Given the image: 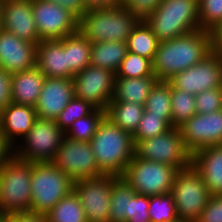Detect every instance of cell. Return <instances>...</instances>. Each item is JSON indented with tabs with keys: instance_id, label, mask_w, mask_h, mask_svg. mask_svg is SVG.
<instances>
[{
	"instance_id": "6da1fadb",
	"label": "cell",
	"mask_w": 222,
	"mask_h": 222,
	"mask_svg": "<svg viewBox=\"0 0 222 222\" xmlns=\"http://www.w3.org/2000/svg\"><path fill=\"white\" fill-rule=\"evenodd\" d=\"M211 53V34L198 29L174 39L159 42L152 61L158 81H169L177 73L202 61Z\"/></svg>"
},
{
	"instance_id": "7a4b0ae2",
	"label": "cell",
	"mask_w": 222,
	"mask_h": 222,
	"mask_svg": "<svg viewBox=\"0 0 222 222\" xmlns=\"http://www.w3.org/2000/svg\"><path fill=\"white\" fill-rule=\"evenodd\" d=\"M89 143L104 174L121 177L135 155L132 134L113 124L107 117L99 123Z\"/></svg>"
},
{
	"instance_id": "3957f363",
	"label": "cell",
	"mask_w": 222,
	"mask_h": 222,
	"mask_svg": "<svg viewBox=\"0 0 222 222\" xmlns=\"http://www.w3.org/2000/svg\"><path fill=\"white\" fill-rule=\"evenodd\" d=\"M140 20L126 8L93 9L79 19L78 31L90 42H127Z\"/></svg>"
},
{
	"instance_id": "277c9868",
	"label": "cell",
	"mask_w": 222,
	"mask_h": 222,
	"mask_svg": "<svg viewBox=\"0 0 222 222\" xmlns=\"http://www.w3.org/2000/svg\"><path fill=\"white\" fill-rule=\"evenodd\" d=\"M145 22L160 42L201 29L198 0H163Z\"/></svg>"
},
{
	"instance_id": "5b68a950",
	"label": "cell",
	"mask_w": 222,
	"mask_h": 222,
	"mask_svg": "<svg viewBox=\"0 0 222 222\" xmlns=\"http://www.w3.org/2000/svg\"><path fill=\"white\" fill-rule=\"evenodd\" d=\"M32 162L14 155L0 168V213L30 212Z\"/></svg>"
},
{
	"instance_id": "8992f818",
	"label": "cell",
	"mask_w": 222,
	"mask_h": 222,
	"mask_svg": "<svg viewBox=\"0 0 222 222\" xmlns=\"http://www.w3.org/2000/svg\"><path fill=\"white\" fill-rule=\"evenodd\" d=\"M30 212L46 215L73 191L74 181L52 162H32Z\"/></svg>"
},
{
	"instance_id": "52a82bcc",
	"label": "cell",
	"mask_w": 222,
	"mask_h": 222,
	"mask_svg": "<svg viewBox=\"0 0 222 222\" xmlns=\"http://www.w3.org/2000/svg\"><path fill=\"white\" fill-rule=\"evenodd\" d=\"M177 171L176 167L134 155L121 177L137 194L165 195L171 193Z\"/></svg>"
},
{
	"instance_id": "ba28073f",
	"label": "cell",
	"mask_w": 222,
	"mask_h": 222,
	"mask_svg": "<svg viewBox=\"0 0 222 222\" xmlns=\"http://www.w3.org/2000/svg\"><path fill=\"white\" fill-rule=\"evenodd\" d=\"M64 137L65 132L55 120L37 118L14 147V156L29 162H52Z\"/></svg>"
},
{
	"instance_id": "9c48e42d",
	"label": "cell",
	"mask_w": 222,
	"mask_h": 222,
	"mask_svg": "<svg viewBox=\"0 0 222 222\" xmlns=\"http://www.w3.org/2000/svg\"><path fill=\"white\" fill-rule=\"evenodd\" d=\"M178 219L196 222L210 194L201 174L189 165L177 171L171 189Z\"/></svg>"
},
{
	"instance_id": "30bf717a",
	"label": "cell",
	"mask_w": 222,
	"mask_h": 222,
	"mask_svg": "<svg viewBox=\"0 0 222 222\" xmlns=\"http://www.w3.org/2000/svg\"><path fill=\"white\" fill-rule=\"evenodd\" d=\"M135 155L176 167L178 170L191 165L192 158L184 145L180 130L175 127L158 136L139 140L135 144Z\"/></svg>"
},
{
	"instance_id": "8fae6325",
	"label": "cell",
	"mask_w": 222,
	"mask_h": 222,
	"mask_svg": "<svg viewBox=\"0 0 222 222\" xmlns=\"http://www.w3.org/2000/svg\"><path fill=\"white\" fill-rule=\"evenodd\" d=\"M117 178L104 174L74 181L73 191L79 198L88 222H109L112 183Z\"/></svg>"
},
{
	"instance_id": "7c38bea8",
	"label": "cell",
	"mask_w": 222,
	"mask_h": 222,
	"mask_svg": "<svg viewBox=\"0 0 222 222\" xmlns=\"http://www.w3.org/2000/svg\"><path fill=\"white\" fill-rule=\"evenodd\" d=\"M52 163L73 181L104 175L99 169L90 143L74 141L66 136L63 138Z\"/></svg>"
},
{
	"instance_id": "4fadbf2b",
	"label": "cell",
	"mask_w": 222,
	"mask_h": 222,
	"mask_svg": "<svg viewBox=\"0 0 222 222\" xmlns=\"http://www.w3.org/2000/svg\"><path fill=\"white\" fill-rule=\"evenodd\" d=\"M32 10L41 41L61 40L78 32L79 20L56 3L32 0Z\"/></svg>"
},
{
	"instance_id": "5bb4252c",
	"label": "cell",
	"mask_w": 222,
	"mask_h": 222,
	"mask_svg": "<svg viewBox=\"0 0 222 222\" xmlns=\"http://www.w3.org/2000/svg\"><path fill=\"white\" fill-rule=\"evenodd\" d=\"M116 74L105 68L88 65L73 76L74 97L106 110L113 98Z\"/></svg>"
},
{
	"instance_id": "9a60e30c",
	"label": "cell",
	"mask_w": 222,
	"mask_h": 222,
	"mask_svg": "<svg viewBox=\"0 0 222 222\" xmlns=\"http://www.w3.org/2000/svg\"><path fill=\"white\" fill-rule=\"evenodd\" d=\"M169 82L193 95L222 87V58L211 52L194 66L177 73Z\"/></svg>"
},
{
	"instance_id": "2e32d148",
	"label": "cell",
	"mask_w": 222,
	"mask_h": 222,
	"mask_svg": "<svg viewBox=\"0 0 222 222\" xmlns=\"http://www.w3.org/2000/svg\"><path fill=\"white\" fill-rule=\"evenodd\" d=\"M178 129L191 154L204 147L222 145V109L209 114H195Z\"/></svg>"
},
{
	"instance_id": "e0dca14e",
	"label": "cell",
	"mask_w": 222,
	"mask_h": 222,
	"mask_svg": "<svg viewBox=\"0 0 222 222\" xmlns=\"http://www.w3.org/2000/svg\"><path fill=\"white\" fill-rule=\"evenodd\" d=\"M37 45L0 30V69L9 74L36 66Z\"/></svg>"
},
{
	"instance_id": "ac0fdd59",
	"label": "cell",
	"mask_w": 222,
	"mask_h": 222,
	"mask_svg": "<svg viewBox=\"0 0 222 222\" xmlns=\"http://www.w3.org/2000/svg\"><path fill=\"white\" fill-rule=\"evenodd\" d=\"M2 29L20 39L38 44L31 0H2Z\"/></svg>"
},
{
	"instance_id": "d6986e66",
	"label": "cell",
	"mask_w": 222,
	"mask_h": 222,
	"mask_svg": "<svg viewBox=\"0 0 222 222\" xmlns=\"http://www.w3.org/2000/svg\"><path fill=\"white\" fill-rule=\"evenodd\" d=\"M74 97V84L68 78L45 77L35 107L37 118L56 120Z\"/></svg>"
},
{
	"instance_id": "ffe728a7",
	"label": "cell",
	"mask_w": 222,
	"mask_h": 222,
	"mask_svg": "<svg viewBox=\"0 0 222 222\" xmlns=\"http://www.w3.org/2000/svg\"><path fill=\"white\" fill-rule=\"evenodd\" d=\"M36 119L34 107L10 102L0 112V132L15 147L32 129Z\"/></svg>"
},
{
	"instance_id": "44dd1931",
	"label": "cell",
	"mask_w": 222,
	"mask_h": 222,
	"mask_svg": "<svg viewBox=\"0 0 222 222\" xmlns=\"http://www.w3.org/2000/svg\"><path fill=\"white\" fill-rule=\"evenodd\" d=\"M36 67L45 77L73 79L67 68L66 37L40 41L37 45Z\"/></svg>"
},
{
	"instance_id": "7402d4cb",
	"label": "cell",
	"mask_w": 222,
	"mask_h": 222,
	"mask_svg": "<svg viewBox=\"0 0 222 222\" xmlns=\"http://www.w3.org/2000/svg\"><path fill=\"white\" fill-rule=\"evenodd\" d=\"M191 164L201 174L210 195H222V145L201 148Z\"/></svg>"
},
{
	"instance_id": "603a6c76",
	"label": "cell",
	"mask_w": 222,
	"mask_h": 222,
	"mask_svg": "<svg viewBox=\"0 0 222 222\" xmlns=\"http://www.w3.org/2000/svg\"><path fill=\"white\" fill-rule=\"evenodd\" d=\"M45 75L35 66L11 74V102L36 107Z\"/></svg>"
},
{
	"instance_id": "cb8c5ba5",
	"label": "cell",
	"mask_w": 222,
	"mask_h": 222,
	"mask_svg": "<svg viewBox=\"0 0 222 222\" xmlns=\"http://www.w3.org/2000/svg\"><path fill=\"white\" fill-rule=\"evenodd\" d=\"M157 81L156 76L139 78L115 77L114 93L111 101L145 105L146 99Z\"/></svg>"
},
{
	"instance_id": "d4e9b609",
	"label": "cell",
	"mask_w": 222,
	"mask_h": 222,
	"mask_svg": "<svg viewBox=\"0 0 222 222\" xmlns=\"http://www.w3.org/2000/svg\"><path fill=\"white\" fill-rule=\"evenodd\" d=\"M127 52V42L91 43L90 65L105 68L116 74Z\"/></svg>"
},
{
	"instance_id": "484cf974",
	"label": "cell",
	"mask_w": 222,
	"mask_h": 222,
	"mask_svg": "<svg viewBox=\"0 0 222 222\" xmlns=\"http://www.w3.org/2000/svg\"><path fill=\"white\" fill-rule=\"evenodd\" d=\"M144 110V105L142 104L110 101L105 110V117L124 131L133 134L138 127Z\"/></svg>"
},
{
	"instance_id": "4316f807",
	"label": "cell",
	"mask_w": 222,
	"mask_h": 222,
	"mask_svg": "<svg viewBox=\"0 0 222 222\" xmlns=\"http://www.w3.org/2000/svg\"><path fill=\"white\" fill-rule=\"evenodd\" d=\"M66 59L68 71L73 76L90 65L91 43L79 31L66 36Z\"/></svg>"
},
{
	"instance_id": "83f0119b",
	"label": "cell",
	"mask_w": 222,
	"mask_h": 222,
	"mask_svg": "<svg viewBox=\"0 0 222 222\" xmlns=\"http://www.w3.org/2000/svg\"><path fill=\"white\" fill-rule=\"evenodd\" d=\"M144 109L152 115L160 116L172 127L171 83L169 81L156 82L146 99Z\"/></svg>"
},
{
	"instance_id": "f1b7e54d",
	"label": "cell",
	"mask_w": 222,
	"mask_h": 222,
	"mask_svg": "<svg viewBox=\"0 0 222 222\" xmlns=\"http://www.w3.org/2000/svg\"><path fill=\"white\" fill-rule=\"evenodd\" d=\"M159 42L151 27L140 20L128 37L127 48L129 52L153 61Z\"/></svg>"
},
{
	"instance_id": "f546056e",
	"label": "cell",
	"mask_w": 222,
	"mask_h": 222,
	"mask_svg": "<svg viewBox=\"0 0 222 222\" xmlns=\"http://www.w3.org/2000/svg\"><path fill=\"white\" fill-rule=\"evenodd\" d=\"M48 222H88L74 191L64 196L47 214Z\"/></svg>"
},
{
	"instance_id": "4dcf8cb0",
	"label": "cell",
	"mask_w": 222,
	"mask_h": 222,
	"mask_svg": "<svg viewBox=\"0 0 222 222\" xmlns=\"http://www.w3.org/2000/svg\"><path fill=\"white\" fill-rule=\"evenodd\" d=\"M135 193L133 188L122 177H118L112 183L109 222H126L129 202Z\"/></svg>"
},
{
	"instance_id": "1f68e13d",
	"label": "cell",
	"mask_w": 222,
	"mask_h": 222,
	"mask_svg": "<svg viewBox=\"0 0 222 222\" xmlns=\"http://www.w3.org/2000/svg\"><path fill=\"white\" fill-rule=\"evenodd\" d=\"M172 127L178 128L196 114L195 95L171 84Z\"/></svg>"
},
{
	"instance_id": "d6a6232c",
	"label": "cell",
	"mask_w": 222,
	"mask_h": 222,
	"mask_svg": "<svg viewBox=\"0 0 222 222\" xmlns=\"http://www.w3.org/2000/svg\"><path fill=\"white\" fill-rule=\"evenodd\" d=\"M104 117L105 110L96 108L91 114L74 121L65 136L74 141L90 142Z\"/></svg>"
},
{
	"instance_id": "836d02e7",
	"label": "cell",
	"mask_w": 222,
	"mask_h": 222,
	"mask_svg": "<svg viewBox=\"0 0 222 222\" xmlns=\"http://www.w3.org/2000/svg\"><path fill=\"white\" fill-rule=\"evenodd\" d=\"M148 76H155L153 72L152 60L129 51L121 62V65L116 73V77L125 78H139Z\"/></svg>"
},
{
	"instance_id": "e575fe53",
	"label": "cell",
	"mask_w": 222,
	"mask_h": 222,
	"mask_svg": "<svg viewBox=\"0 0 222 222\" xmlns=\"http://www.w3.org/2000/svg\"><path fill=\"white\" fill-rule=\"evenodd\" d=\"M150 222H173L178 219L171 193L149 196Z\"/></svg>"
},
{
	"instance_id": "d590c367",
	"label": "cell",
	"mask_w": 222,
	"mask_h": 222,
	"mask_svg": "<svg viewBox=\"0 0 222 222\" xmlns=\"http://www.w3.org/2000/svg\"><path fill=\"white\" fill-rule=\"evenodd\" d=\"M95 109L90 102L73 97L55 121L66 132L74 121L91 114Z\"/></svg>"
},
{
	"instance_id": "8d00e7d4",
	"label": "cell",
	"mask_w": 222,
	"mask_h": 222,
	"mask_svg": "<svg viewBox=\"0 0 222 222\" xmlns=\"http://www.w3.org/2000/svg\"><path fill=\"white\" fill-rule=\"evenodd\" d=\"M170 128L171 127L160 116L152 115L150 112L144 110L138 127L132 134L134 144H136L139 140L163 134Z\"/></svg>"
},
{
	"instance_id": "74e56055",
	"label": "cell",
	"mask_w": 222,
	"mask_h": 222,
	"mask_svg": "<svg viewBox=\"0 0 222 222\" xmlns=\"http://www.w3.org/2000/svg\"><path fill=\"white\" fill-rule=\"evenodd\" d=\"M200 28L210 31L222 22V0H198Z\"/></svg>"
},
{
	"instance_id": "f35d334b",
	"label": "cell",
	"mask_w": 222,
	"mask_h": 222,
	"mask_svg": "<svg viewBox=\"0 0 222 222\" xmlns=\"http://www.w3.org/2000/svg\"><path fill=\"white\" fill-rule=\"evenodd\" d=\"M196 114H209L222 109V87L204 90L195 95Z\"/></svg>"
},
{
	"instance_id": "ab89813d",
	"label": "cell",
	"mask_w": 222,
	"mask_h": 222,
	"mask_svg": "<svg viewBox=\"0 0 222 222\" xmlns=\"http://www.w3.org/2000/svg\"><path fill=\"white\" fill-rule=\"evenodd\" d=\"M149 196L135 193L129 202L126 222H150Z\"/></svg>"
},
{
	"instance_id": "60d3db41",
	"label": "cell",
	"mask_w": 222,
	"mask_h": 222,
	"mask_svg": "<svg viewBox=\"0 0 222 222\" xmlns=\"http://www.w3.org/2000/svg\"><path fill=\"white\" fill-rule=\"evenodd\" d=\"M163 0H120V6L133 13L139 20H146Z\"/></svg>"
},
{
	"instance_id": "b9f144b4",
	"label": "cell",
	"mask_w": 222,
	"mask_h": 222,
	"mask_svg": "<svg viewBox=\"0 0 222 222\" xmlns=\"http://www.w3.org/2000/svg\"><path fill=\"white\" fill-rule=\"evenodd\" d=\"M196 222H222V195H210Z\"/></svg>"
},
{
	"instance_id": "7bdbcfd3",
	"label": "cell",
	"mask_w": 222,
	"mask_h": 222,
	"mask_svg": "<svg viewBox=\"0 0 222 222\" xmlns=\"http://www.w3.org/2000/svg\"><path fill=\"white\" fill-rule=\"evenodd\" d=\"M11 102V74L0 69V112Z\"/></svg>"
},
{
	"instance_id": "ee69618b",
	"label": "cell",
	"mask_w": 222,
	"mask_h": 222,
	"mask_svg": "<svg viewBox=\"0 0 222 222\" xmlns=\"http://www.w3.org/2000/svg\"><path fill=\"white\" fill-rule=\"evenodd\" d=\"M56 3L73 14L78 20L87 11L84 0H46Z\"/></svg>"
},
{
	"instance_id": "f6af8a7d",
	"label": "cell",
	"mask_w": 222,
	"mask_h": 222,
	"mask_svg": "<svg viewBox=\"0 0 222 222\" xmlns=\"http://www.w3.org/2000/svg\"><path fill=\"white\" fill-rule=\"evenodd\" d=\"M209 32L211 34V52L222 58V22Z\"/></svg>"
},
{
	"instance_id": "bcb514c9",
	"label": "cell",
	"mask_w": 222,
	"mask_h": 222,
	"mask_svg": "<svg viewBox=\"0 0 222 222\" xmlns=\"http://www.w3.org/2000/svg\"><path fill=\"white\" fill-rule=\"evenodd\" d=\"M14 155V147L0 132V168Z\"/></svg>"
},
{
	"instance_id": "7dc6e473",
	"label": "cell",
	"mask_w": 222,
	"mask_h": 222,
	"mask_svg": "<svg viewBox=\"0 0 222 222\" xmlns=\"http://www.w3.org/2000/svg\"><path fill=\"white\" fill-rule=\"evenodd\" d=\"M87 11L120 6V0H84Z\"/></svg>"
},
{
	"instance_id": "c3c4849f",
	"label": "cell",
	"mask_w": 222,
	"mask_h": 222,
	"mask_svg": "<svg viewBox=\"0 0 222 222\" xmlns=\"http://www.w3.org/2000/svg\"><path fill=\"white\" fill-rule=\"evenodd\" d=\"M22 222H48L46 215L32 212L22 213Z\"/></svg>"
},
{
	"instance_id": "681fc988",
	"label": "cell",
	"mask_w": 222,
	"mask_h": 222,
	"mask_svg": "<svg viewBox=\"0 0 222 222\" xmlns=\"http://www.w3.org/2000/svg\"><path fill=\"white\" fill-rule=\"evenodd\" d=\"M5 222H22V213L9 215Z\"/></svg>"
},
{
	"instance_id": "f907efd6",
	"label": "cell",
	"mask_w": 222,
	"mask_h": 222,
	"mask_svg": "<svg viewBox=\"0 0 222 222\" xmlns=\"http://www.w3.org/2000/svg\"><path fill=\"white\" fill-rule=\"evenodd\" d=\"M2 29V0H0V30Z\"/></svg>"
},
{
	"instance_id": "816d5d0a",
	"label": "cell",
	"mask_w": 222,
	"mask_h": 222,
	"mask_svg": "<svg viewBox=\"0 0 222 222\" xmlns=\"http://www.w3.org/2000/svg\"><path fill=\"white\" fill-rule=\"evenodd\" d=\"M8 219V216L0 213V222H5Z\"/></svg>"
},
{
	"instance_id": "f5cc1de1",
	"label": "cell",
	"mask_w": 222,
	"mask_h": 222,
	"mask_svg": "<svg viewBox=\"0 0 222 222\" xmlns=\"http://www.w3.org/2000/svg\"><path fill=\"white\" fill-rule=\"evenodd\" d=\"M173 222H189V221H184V220L177 219V220H175Z\"/></svg>"
}]
</instances>
